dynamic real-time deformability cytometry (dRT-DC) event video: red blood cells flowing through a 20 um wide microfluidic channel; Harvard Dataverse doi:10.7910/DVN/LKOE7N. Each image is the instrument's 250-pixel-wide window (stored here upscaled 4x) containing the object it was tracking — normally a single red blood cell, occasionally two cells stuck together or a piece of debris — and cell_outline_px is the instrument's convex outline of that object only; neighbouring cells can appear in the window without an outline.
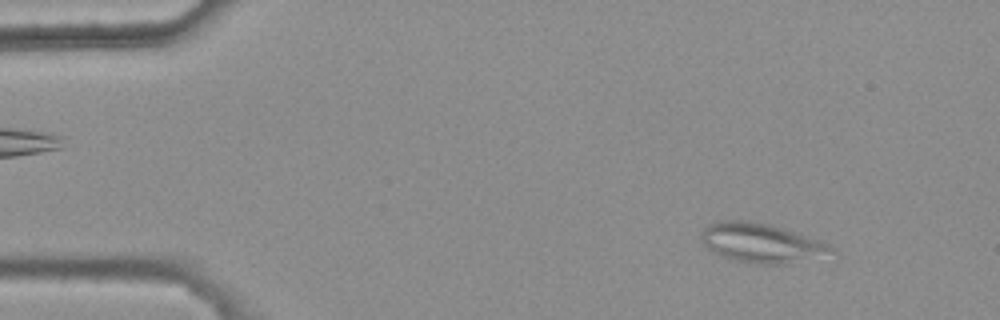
{"species": "common noctule bat (a hibernating species)", "species_latin": "Nyctalus noctula", "temperature_condition": "warm", "stored_images_in_passage": 43, "camera_frame_rate_fps": 3000, "um_per_image_px": 0.085, "animal": {"sex": "female", "body_mass_g": 25.1}, "frame": {"image": 1, "passage_image": 4, "time_ms": 1.0, "image_size_px": [1000, 320], "cell_outline_px": [[836, 252], [784, 264], [760, 264], [720, 256], [712, 252], [700, 240], [700, 232], [708, 224], [724, 220], [744, 220], [768, 224], [828, 244]], "centroid_in_image_um": [64.6, 20.64], "position_along_channel_um": 20.4, "area_um2": 28.96}}
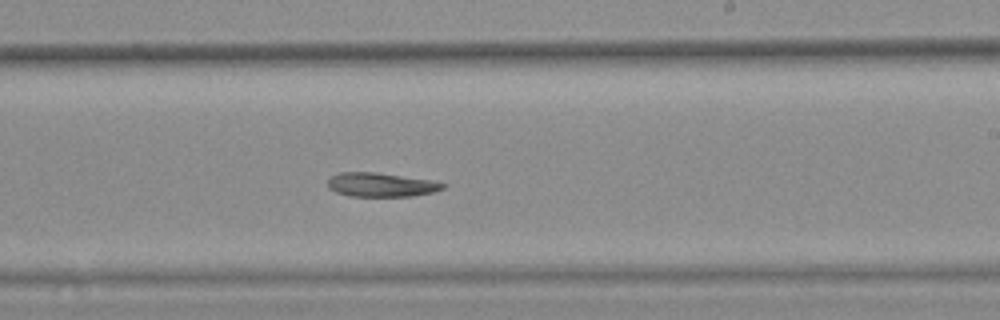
{"frame": {"image": 2, "passage_image": 30, "time_ms": 9.667, "image_size_px": [1000, 320], "cell_outline_px": [[448, 184], [444, 188], [432, 192], [412, 196], [352, 196], [336, 192], [328, 188], [328, 180], [332, 176], [340, 172], [376, 172], [428, 180]], "centroid_in_image_um": [32.37, 15.7], "position_along_channel_um": 256.6, "area_um2": 15.9}}
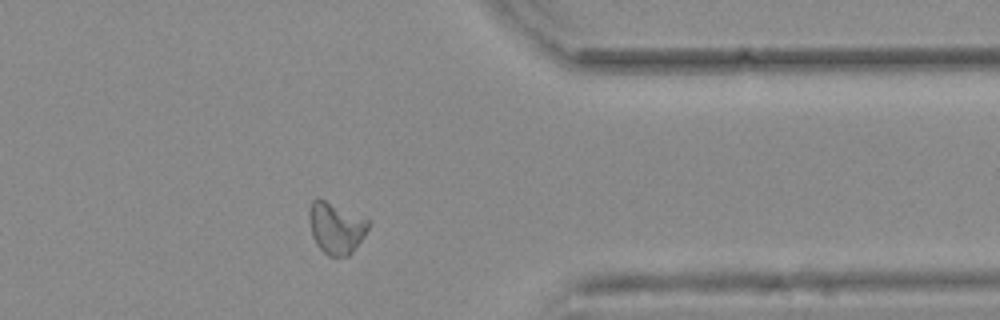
{"frame": {"image": 3, "passage_image": 41, "time_ms": 13.333, "image_size_px": [1000, 320], "cell_outline_px": [[368, 228], [364, 236], [352, 252], [348, 256], [328, 256], [316, 244], [312, 236], [308, 216], [308, 208], [312, 200], [324, 200], [368, 220]], "centroid_in_image_um": [28.52, 19.4], "position_along_channel_um": 382.9, "area_um2": 17.34}}